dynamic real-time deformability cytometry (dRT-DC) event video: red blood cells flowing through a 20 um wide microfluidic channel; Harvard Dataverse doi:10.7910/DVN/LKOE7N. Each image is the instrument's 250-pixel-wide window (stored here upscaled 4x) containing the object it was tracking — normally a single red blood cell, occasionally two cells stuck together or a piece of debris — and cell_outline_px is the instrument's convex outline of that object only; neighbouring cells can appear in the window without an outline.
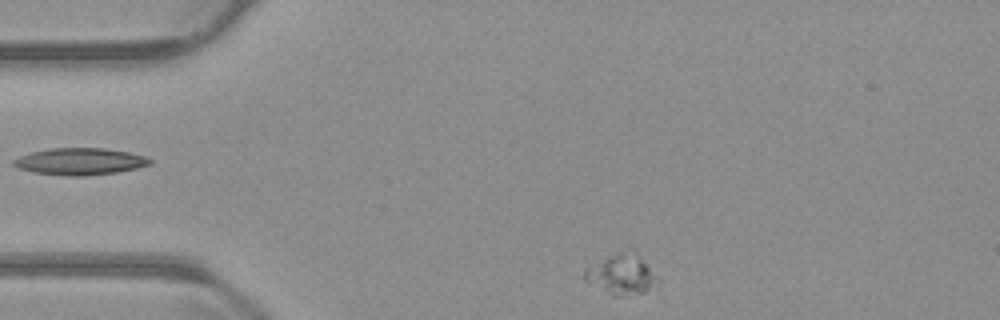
{"species": "common noctule bat (a hibernating species)", "species_latin": "Nyctalus noctula", "temperature_condition": "warm", "stored_images_in_passage": 47, "camera_frame_rate_fps": 3000, "um_per_image_px": 0.085, "animal": {"sex": "male", "body_mass_g": 23.1, "forearm_length_mm": 52.7}, "frame": {"image": 1, "passage_image": 1, "time_ms": 0.0, "image_size_px": [1000, 320], "cell_outline_px": [[660, 280], [644, 292], [616, 296], [612, 296], [588, 284], [584, 280], [584, 268], [608, 256], [620, 252], [636, 252]], "centroid_in_image_um": [52.76, 23.34], "position_along_channel_um": 32.2, "area_um2": 16.82}}
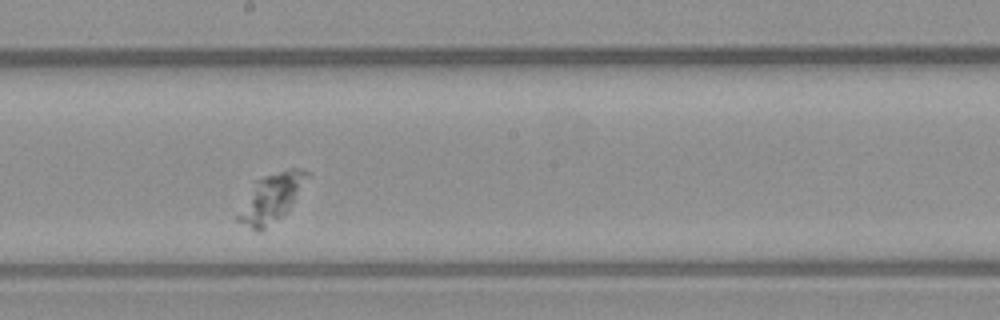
{"frame": {"image": 2, "passage_image": 21, "time_ms": 6.667, "image_size_px": [1000, 320], "cell_outline_px": [[308, 176], [284, 216], [260, 232], [256, 232], [236, 220], [236, 216], [256, 180], [264, 176], [292, 168], [300, 168], [308, 172]], "centroid_in_image_um": [23.03, 16.87], "position_along_channel_um": 225.2, "area_um2": 18.96}}
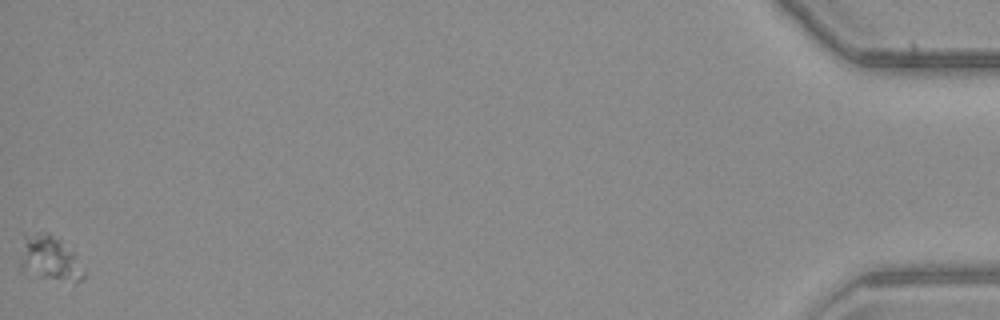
{"frame": {"image": 3, "passage_image": 47, "time_ms": 15.333, "image_size_px": [1000, 320], "cell_outline_px": [[84, 280], [76, 280], [44, 276], [20, 268], [20, 232], [48, 232], [60, 236], [76, 256], [84, 272]], "centroid_in_image_um": [4.15, 21.79], "position_along_channel_um": 431.0, "area_um2": 16.7}}